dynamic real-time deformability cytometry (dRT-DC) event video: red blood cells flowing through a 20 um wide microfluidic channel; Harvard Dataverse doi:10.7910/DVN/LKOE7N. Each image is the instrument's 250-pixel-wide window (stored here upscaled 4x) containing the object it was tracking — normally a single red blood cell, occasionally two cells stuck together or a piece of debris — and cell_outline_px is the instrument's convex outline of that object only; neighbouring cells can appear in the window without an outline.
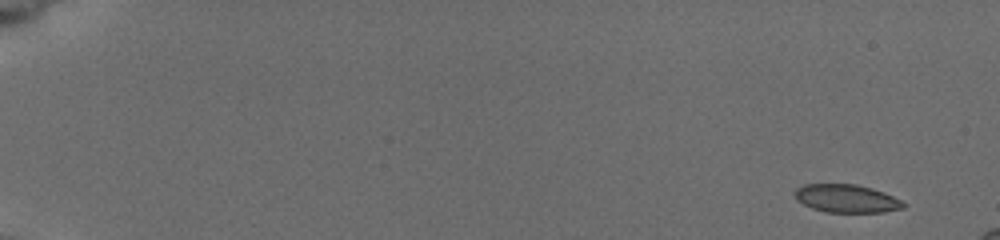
{"species": "common noctule bat (a hibernating species)", "species_latin": "Nyctalus noctula", "temperature_condition": "cold", "stored_images_in_passage": 8, "camera_frame_rate_fps": 3000, "um_per_image_px": 0.085, "animal": {"sex": "female", "body_mass_g": 19.5, "forearm_length_mm": 54.1}, "frame": {"image": 1, "passage_image": 1, "time_ms": 0.0, "image_size_px": [1000, 240], "cell_outline_px": [[904, 208], [884, 212], [824, 212], [812, 208], [796, 200], [792, 192], [796, 188], [804, 184], [856, 184], [872, 188], [884, 192], [900, 200], [904, 204]], "centroid_in_image_um": [71.9, 16.87], "position_along_channel_um": 13.1, "area_um2": 17.86}}
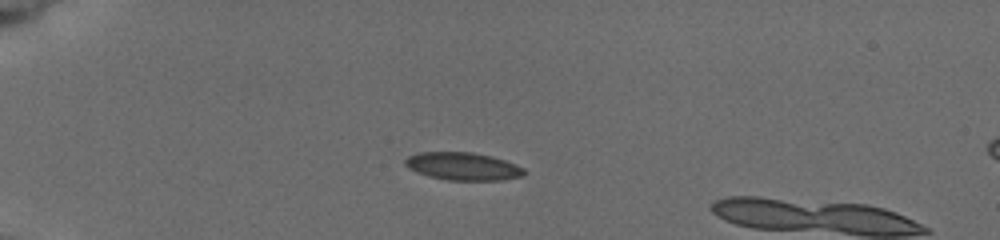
{"frame": {"image": 2, "passage_image": 6, "time_ms": 4.333, "image_size_px": [1000, 240], "cell_outline_px": [[528, 172], [524, 176], [500, 180], [448, 180], [428, 176], [416, 172], [408, 168], [404, 164], [404, 160], [408, 156], [420, 152], [472, 152], [492, 156], [504, 160], [524, 168]], "centroid_in_image_um": [39.35, 14.14], "position_along_channel_um": 45.6, "area_um2": 19.36}}